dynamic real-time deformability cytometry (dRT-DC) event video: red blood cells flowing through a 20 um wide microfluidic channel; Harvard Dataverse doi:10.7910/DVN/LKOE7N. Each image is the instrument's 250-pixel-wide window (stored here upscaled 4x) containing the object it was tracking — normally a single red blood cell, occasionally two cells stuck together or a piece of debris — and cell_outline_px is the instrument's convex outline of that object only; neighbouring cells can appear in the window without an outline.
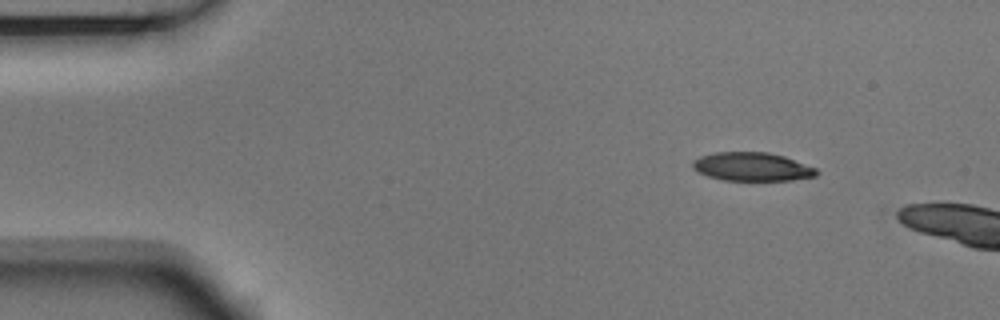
{"species": "Egyptian fruit bat (a non-hibernating species)", "species_latin": "Rousettus aegyptiacus", "temperature_condition": "room temperature", "stored_images_in_passage": 3, "camera_frame_rate_fps": 3000, "um_per_image_px": 0.085, "animal": {"sex": "male"}, "frame": {"image": 1, "passage_image": 1, "time_ms": 0.0, "image_size_px": [1000, 320], "cell_outline_px": [[820, 172], [816, 176], [792, 180], [724, 180], [708, 176], [692, 168], [692, 160], [700, 156], [716, 152], [768, 152], [784, 156], [816, 168]], "centroid_in_image_um": [63.93, 14.17], "position_along_channel_um": 21.1, "area_um2": 20.58}}